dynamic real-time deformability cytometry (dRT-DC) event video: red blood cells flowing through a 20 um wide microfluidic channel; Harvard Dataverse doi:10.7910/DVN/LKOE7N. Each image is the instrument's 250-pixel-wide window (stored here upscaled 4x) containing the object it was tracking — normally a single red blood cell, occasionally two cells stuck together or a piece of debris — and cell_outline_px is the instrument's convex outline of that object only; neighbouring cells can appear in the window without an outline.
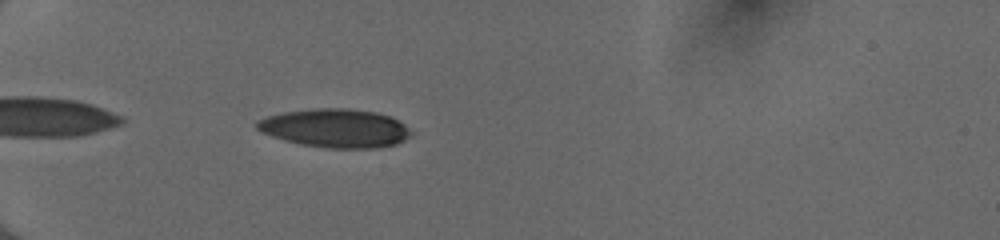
{"species": "human", "species_latin": "Homo sapiens", "temperature_condition": "cold", "stored_images_in_passage": 35, "camera_frame_rate_fps": 3000, "um_per_image_px": 0.085, "donor": {"sex": "female"}, "frame": {"image": 1, "passage_image": 1, "time_ms": 0.0, "image_size_px": [1000, 240], "cell_outline_px": [[412, 136], [396, 144], [376, 148], [328, 148], [300, 144], [272, 136], [256, 128], [256, 120], [268, 116], [284, 112], [316, 108], [348, 108], [376, 112], [392, 116], [404, 124], [412, 132]], "centroid_in_image_um": [28.54, 10.89], "position_along_channel_um": 56.5, "area_um2": 34.68}}
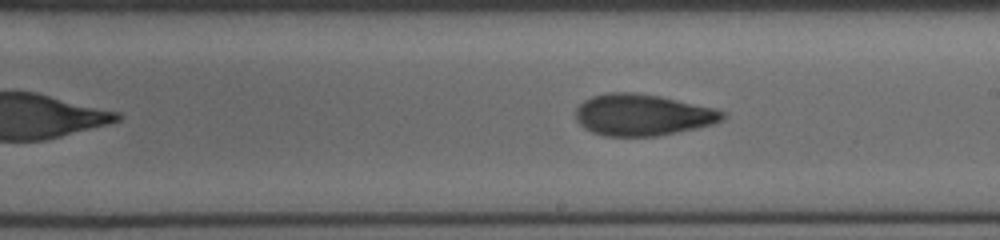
{"frame": {"image": 2, "passage_image": 16, "time_ms": 5.0, "image_size_px": [1000, 240], "cell_outline_px": [[728, 116], [724, 120], [712, 124], [696, 128], [656, 136], [604, 136], [592, 132], [584, 128], [576, 120], [576, 108], [584, 100], [592, 96], [608, 92], [636, 92], [660, 96], [716, 108], [728, 112]], "centroid_in_image_um": [54.65, 9.76], "position_along_channel_um": 234.4, "area_um2": 35.84}}
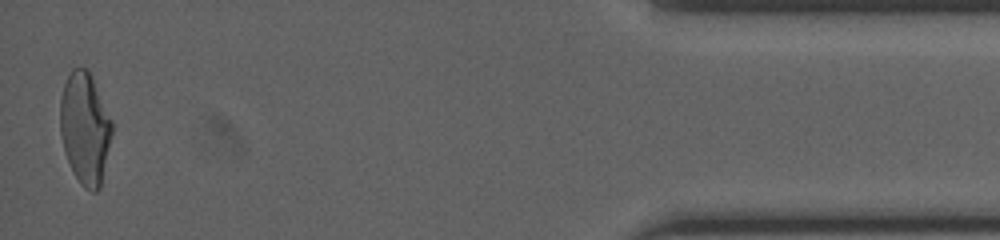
{"frame": {"image": 3, "passage_image": 35, "time_ms": 11.333, "image_size_px": [1000, 240], "cell_outline_px": [[112, 132], [100, 188], [96, 192], [92, 192], [84, 188], [80, 184], [68, 160], [64, 148], [60, 132], [60, 100], [64, 84], [72, 68], [88, 68], [92, 76], [112, 120]], "centroid_in_image_um": [7.22, 10.88], "position_along_channel_um": 428.0, "area_um2": 33.52}, "authors_computed_cell_mechanics": {"area_um2": 34.68, "velocity_mm_per_s": 4.0605, "shape_relaxation_time_tau1_ms": 5.6618, "shape_relaxation_time_tau2_ms": 2.0395, "deformation_change_tau1": 0.187, "deformation_change_tau2": 0.0948}}